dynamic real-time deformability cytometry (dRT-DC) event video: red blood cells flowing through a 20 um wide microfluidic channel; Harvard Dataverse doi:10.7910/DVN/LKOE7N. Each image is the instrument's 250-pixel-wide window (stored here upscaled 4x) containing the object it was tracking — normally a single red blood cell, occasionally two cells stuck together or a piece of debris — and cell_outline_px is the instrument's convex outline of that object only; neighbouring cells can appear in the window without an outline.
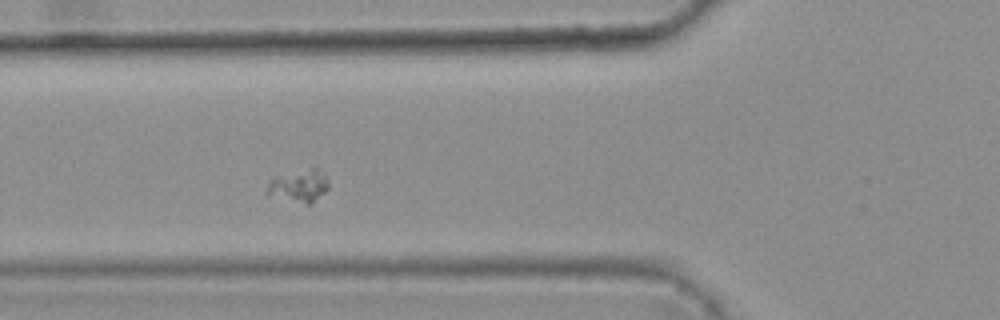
{"species": "common noctule bat (a hibernating species)", "species_latin": "Nyctalus noctula", "temperature_condition": "warm", "stored_images_in_passage": 4, "camera_frame_rate_fps": 3000, "um_per_image_px": 0.085, "animal": {"sex": "female", "body_mass_g": 25.1}, "frame": {"image": 1, "passage_image": 3, "time_ms": 0.667, "image_size_px": [1000, 320], "cell_outline_px": [[328, 188], [312, 204], [308, 204], [268, 196], [264, 192], [272, 176], [312, 168], [320, 168], [324, 172], [328, 184]], "centroid_in_image_um": [25.37, 15.79], "position_along_channel_um": 100.4, "area_um2": 11.85}}
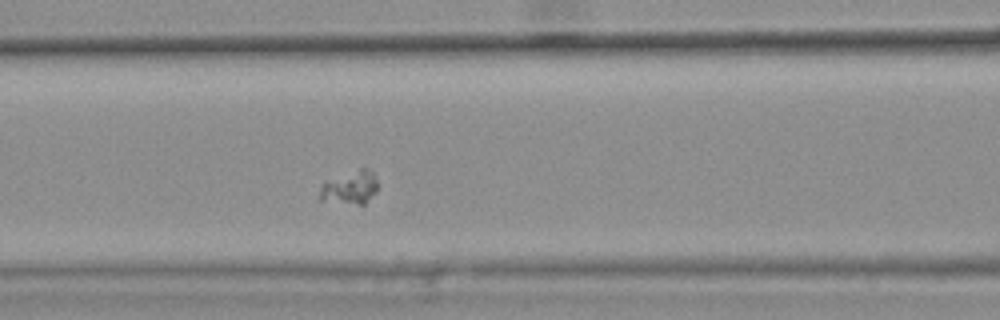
{"frame": {"image": 2, "passage_image": 4, "time_ms": 1.0, "image_size_px": [1000, 320], "cell_outline_px": [[376, 192], [364, 204], [360, 204], [320, 200], [320, 188], [324, 180], [360, 168], [368, 168], [372, 172], [376, 180]], "centroid_in_image_um": [29.73, 15.91], "position_along_channel_um": 136.9, "area_um2": 11.16}}